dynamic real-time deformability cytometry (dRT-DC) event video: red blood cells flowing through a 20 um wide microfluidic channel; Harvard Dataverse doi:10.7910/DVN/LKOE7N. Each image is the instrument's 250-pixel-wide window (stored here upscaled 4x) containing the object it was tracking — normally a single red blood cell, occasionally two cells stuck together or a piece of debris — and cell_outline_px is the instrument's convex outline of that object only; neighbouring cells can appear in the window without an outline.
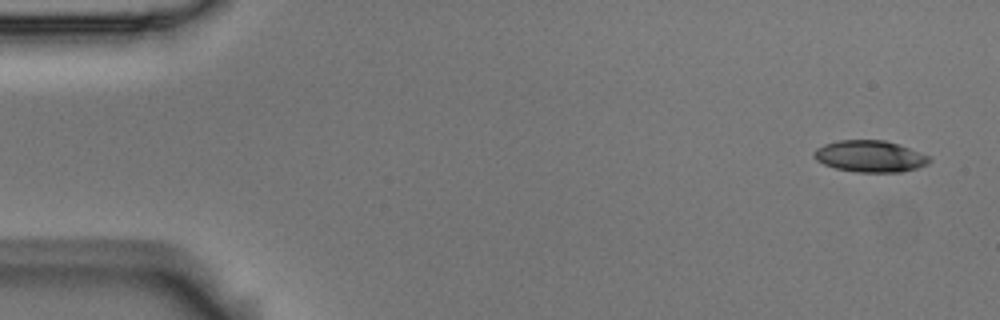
{"species": "Egyptian fruit bat (a non-hibernating species)", "species_latin": "Rousettus aegyptiacus", "temperature_condition": "room temperature", "stored_images_in_passage": 7, "camera_frame_rate_fps": 3000, "um_per_image_px": 0.085, "animal": {"sex": "male"}, "frame": {"image": 1, "passage_image": 1, "time_ms": 0.0, "image_size_px": [1000, 320], "cell_outline_px": [[932, 160], [928, 164], [916, 168], [900, 172], [856, 172], [836, 168], [824, 164], [816, 160], [812, 156], [812, 152], [816, 148], [824, 144], [840, 140], [884, 140], [900, 144], [932, 156]], "centroid_in_image_um": [73.97, 13.28], "position_along_channel_um": 11.0, "area_um2": 21.5}}
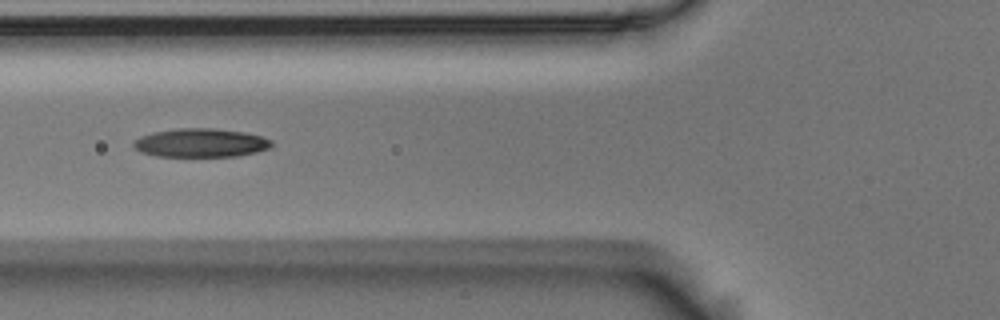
{"frame": {"image": 2, "passage_image": 6, "time_ms": 1.667, "image_size_px": [1000, 320], "cell_outline_px": [[272, 148], [240, 156], [156, 156], [140, 152], [132, 144], [140, 136], [156, 132], [180, 128], [212, 128], [244, 132], [260, 136], [272, 140]], "centroid_in_image_um": [17.1, 12.15], "position_along_channel_um": 108.7, "area_um2": 22.95}}
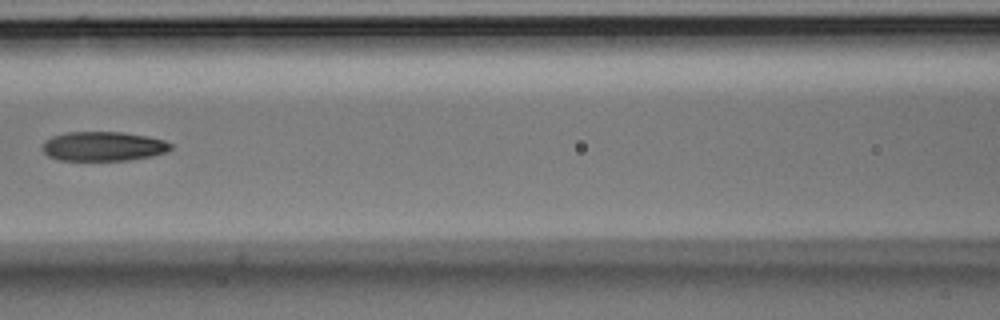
{"frame": {"image": 3, "passage_image": 7, "time_ms": 2.0, "image_size_px": [1000, 320], "cell_outline_px": [[172, 148], [168, 152], [152, 156], [128, 160], [60, 160], [48, 156], [40, 148], [44, 140], [52, 136], [68, 132], [120, 132], [148, 136], [164, 140], [172, 144]], "centroid_in_image_um": [8.77, 12.43], "position_along_channel_um": 157.8, "area_um2": 22.14}}